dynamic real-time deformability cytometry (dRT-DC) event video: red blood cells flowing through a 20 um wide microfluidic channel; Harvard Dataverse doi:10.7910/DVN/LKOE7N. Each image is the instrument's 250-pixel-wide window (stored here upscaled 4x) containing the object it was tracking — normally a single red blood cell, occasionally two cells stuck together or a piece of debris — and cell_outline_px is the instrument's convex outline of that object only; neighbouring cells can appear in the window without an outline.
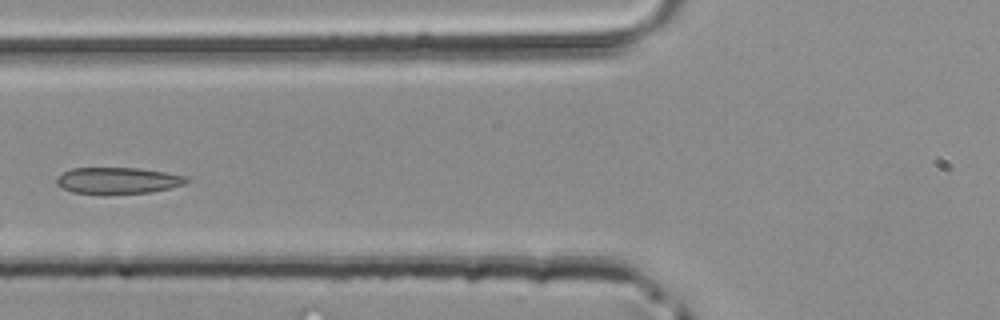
{"species": "common noctule bat (a hibernating species)", "species_latin": "Nyctalus noctula", "temperature_condition": "room temperature", "stored_images_in_passage": 3, "camera_frame_rate_fps": 3000, "um_per_image_px": 0.085, "animal": {"sex": "male", "body_mass_g": 20.4}, "frame": {"image": 1, "passage_image": 3, "time_ms": 0.667, "image_size_px": [1000, 320], "cell_outline_px": [[188, 180], [184, 184], [168, 188], [148, 192], [72, 192], [56, 184], [56, 180], [64, 172], [72, 168], [140, 168], [188, 176]], "centroid_in_image_um": [10.04, 15.31], "position_along_channel_um": 115.8, "area_um2": 19.19}}